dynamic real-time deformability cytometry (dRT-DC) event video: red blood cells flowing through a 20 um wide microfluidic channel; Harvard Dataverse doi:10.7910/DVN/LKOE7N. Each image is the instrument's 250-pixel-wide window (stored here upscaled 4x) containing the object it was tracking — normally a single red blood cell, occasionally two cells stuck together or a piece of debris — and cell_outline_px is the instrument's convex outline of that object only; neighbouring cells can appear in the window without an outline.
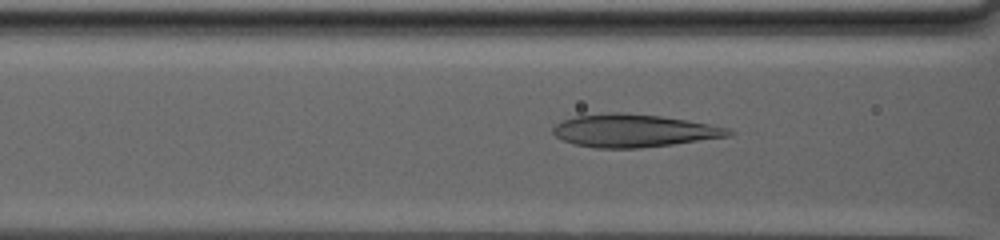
{"species": "human", "species_latin": "Homo sapiens", "temperature_condition": "warm", "stored_images_in_passage": 70, "camera_frame_rate_fps": 3000, "um_per_image_px": 0.085, "donor": {"sex": "male"}, "frame": {"image": 1, "passage_image": 26, "time_ms": 8.333, "image_size_px": [1000, 240], "cell_outline_px": [[732, 132], [728, 136], [672, 144], [636, 148], [600, 148], [576, 144], [564, 140], [556, 136], [552, 132], [552, 128], [556, 124], [564, 120], [576, 116], [660, 116], [684, 120], [724, 128]], "centroid_in_image_um": [53.83, 11.16], "position_along_channel_um": 112.8, "area_um2": 31.33}}
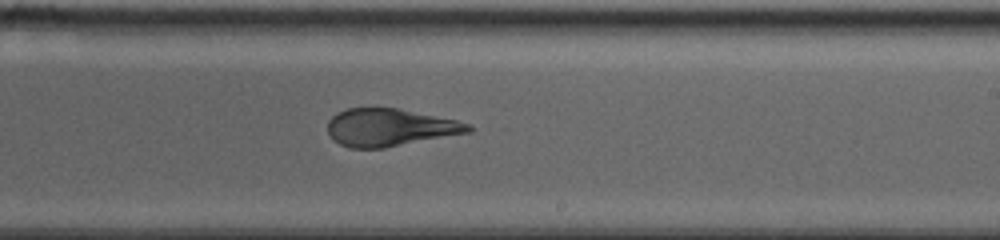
{"frame": {"image": 2, "passage_image": 42, "time_ms": 13.667, "image_size_px": [1000, 240], "cell_outline_px": [[472, 128], [468, 132], [384, 148], [352, 148], [340, 144], [328, 132], [328, 120], [332, 116], [348, 108], [396, 108], [456, 120], [468, 124]], "centroid_in_image_um": [33.1, 10.83], "position_along_channel_um": 255.9, "area_um2": 30.11}}
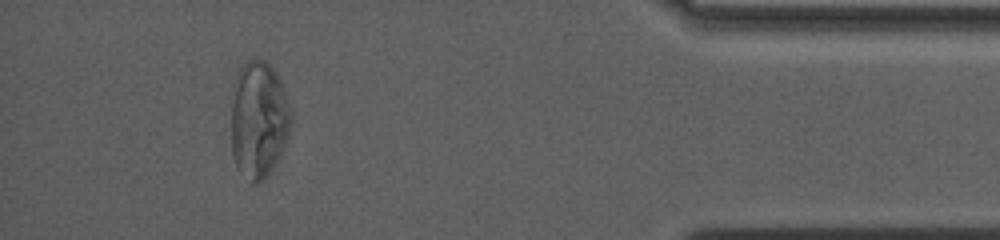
{"frame": {"image": 3, "passage_image": 64, "time_ms": 21.0, "image_size_px": [1000, 240], "cell_outline_px": [[292, 120], [288, 136], [284, 144], [264, 176], [256, 184], [236, 164], [232, 152], [232, 100], [240, 68], [248, 60], [264, 60], [272, 68], [280, 80], [292, 112]], "centroid_in_image_um": [22.0, 10.09], "position_along_channel_um": 413.2, "area_um2": 39.19}}